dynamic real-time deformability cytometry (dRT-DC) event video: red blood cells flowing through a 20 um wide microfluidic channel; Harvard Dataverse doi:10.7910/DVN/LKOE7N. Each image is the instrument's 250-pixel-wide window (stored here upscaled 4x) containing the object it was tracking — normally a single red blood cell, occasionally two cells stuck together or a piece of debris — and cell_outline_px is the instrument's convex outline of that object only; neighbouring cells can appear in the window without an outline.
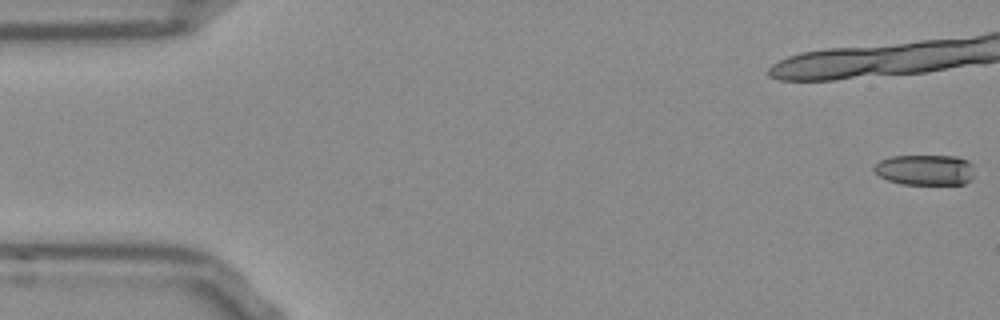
{"species": "Egyptian fruit bat (a non-hibernating species)", "species_latin": "Rousettus aegyptiacus", "temperature_condition": "room temperature", "stored_images_in_passage": 23, "camera_frame_rate_fps": 3000, "um_per_image_px": 0.085, "frame": {"image": 1, "passage_image": 1, "time_ms": 0.0, "image_size_px": [1000, 320], "cell_outline_px": [[972, 180], [964, 184], [900, 184], [888, 180], [880, 176], [872, 168], [880, 160], [892, 156], [956, 156], [968, 160], [972, 164]], "centroid_in_image_um": [78.64, 14.44], "position_along_channel_um": 6.4, "area_um2": 17.92}}